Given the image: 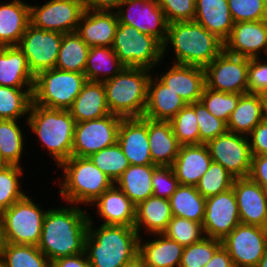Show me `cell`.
<instances>
[{
	"label": "cell",
	"instance_id": "484cf974",
	"mask_svg": "<svg viewBox=\"0 0 267 267\" xmlns=\"http://www.w3.org/2000/svg\"><path fill=\"white\" fill-rule=\"evenodd\" d=\"M187 103L164 85L157 77H150L147 103L143 117L155 121H170Z\"/></svg>",
	"mask_w": 267,
	"mask_h": 267
},
{
	"label": "cell",
	"instance_id": "d4e9b609",
	"mask_svg": "<svg viewBox=\"0 0 267 267\" xmlns=\"http://www.w3.org/2000/svg\"><path fill=\"white\" fill-rule=\"evenodd\" d=\"M151 238H139L138 258L144 267H179L184 246L164 234H152Z\"/></svg>",
	"mask_w": 267,
	"mask_h": 267
},
{
	"label": "cell",
	"instance_id": "7bdbcfd3",
	"mask_svg": "<svg viewBox=\"0 0 267 267\" xmlns=\"http://www.w3.org/2000/svg\"><path fill=\"white\" fill-rule=\"evenodd\" d=\"M174 136L180 145L199 144V127L195 102L183 107L171 120Z\"/></svg>",
	"mask_w": 267,
	"mask_h": 267
},
{
	"label": "cell",
	"instance_id": "52a82bcc",
	"mask_svg": "<svg viewBox=\"0 0 267 267\" xmlns=\"http://www.w3.org/2000/svg\"><path fill=\"white\" fill-rule=\"evenodd\" d=\"M86 82L84 73L57 68L41 71L34 79L33 103L45 108L68 110Z\"/></svg>",
	"mask_w": 267,
	"mask_h": 267
},
{
	"label": "cell",
	"instance_id": "e575fe53",
	"mask_svg": "<svg viewBox=\"0 0 267 267\" xmlns=\"http://www.w3.org/2000/svg\"><path fill=\"white\" fill-rule=\"evenodd\" d=\"M124 67L112 47H90L84 74L87 81L104 82L113 78Z\"/></svg>",
	"mask_w": 267,
	"mask_h": 267
},
{
	"label": "cell",
	"instance_id": "4fadbf2b",
	"mask_svg": "<svg viewBox=\"0 0 267 267\" xmlns=\"http://www.w3.org/2000/svg\"><path fill=\"white\" fill-rule=\"evenodd\" d=\"M63 33L35 28L29 24L18 47L27 58L34 76L41 71L55 68Z\"/></svg>",
	"mask_w": 267,
	"mask_h": 267
},
{
	"label": "cell",
	"instance_id": "f907efd6",
	"mask_svg": "<svg viewBox=\"0 0 267 267\" xmlns=\"http://www.w3.org/2000/svg\"><path fill=\"white\" fill-rule=\"evenodd\" d=\"M163 10L168 24L193 21L195 17V0H157Z\"/></svg>",
	"mask_w": 267,
	"mask_h": 267
},
{
	"label": "cell",
	"instance_id": "277c9868",
	"mask_svg": "<svg viewBox=\"0 0 267 267\" xmlns=\"http://www.w3.org/2000/svg\"><path fill=\"white\" fill-rule=\"evenodd\" d=\"M25 120L57 167L72 156L76 122L69 110L45 108L32 102Z\"/></svg>",
	"mask_w": 267,
	"mask_h": 267
},
{
	"label": "cell",
	"instance_id": "11a10c76",
	"mask_svg": "<svg viewBox=\"0 0 267 267\" xmlns=\"http://www.w3.org/2000/svg\"><path fill=\"white\" fill-rule=\"evenodd\" d=\"M249 178L267 190V154L252 156Z\"/></svg>",
	"mask_w": 267,
	"mask_h": 267
},
{
	"label": "cell",
	"instance_id": "8992f818",
	"mask_svg": "<svg viewBox=\"0 0 267 267\" xmlns=\"http://www.w3.org/2000/svg\"><path fill=\"white\" fill-rule=\"evenodd\" d=\"M152 72L147 68L124 67L113 78L104 81L110 113L122 118L143 117Z\"/></svg>",
	"mask_w": 267,
	"mask_h": 267
},
{
	"label": "cell",
	"instance_id": "f5cc1de1",
	"mask_svg": "<svg viewBox=\"0 0 267 267\" xmlns=\"http://www.w3.org/2000/svg\"><path fill=\"white\" fill-rule=\"evenodd\" d=\"M260 59V57L249 59L248 93L259 94L267 91V61L262 62Z\"/></svg>",
	"mask_w": 267,
	"mask_h": 267
},
{
	"label": "cell",
	"instance_id": "7c38bea8",
	"mask_svg": "<svg viewBox=\"0 0 267 267\" xmlns=\"http://www.w3.org/2000/svg\"><path fill=\"white\" fill-rule=\"evenodd\" d=\"M221 241L234 267H255L267 250V228L240 223Z\"/></svg>",
	"mask_w": 267,
	"mask_h": 267
},
{
	"label": "cell",
	"instance_id": "4316f807",
	"mask_svg": "<svg viewBox=\"0 0 267 267\" xmlns=\"http://www.w3.org/2000/svg\"><path fill=\"white\" fill-rule=\"evenodd\" d=\"M35 76L18 46L0 47V86L33 89Z\"/></svg>",
	"mask_w": 267,
	"mask_h": 267
},
{
	"label": "cell",
	"instance_id": "83f0119b",
	"mask_svg": "<svg viewBox=\"0 0 267 267\" xmlns=\"http://www.w3.org/2000/svg\"><path fill=\"white\" fill-rule=\"evenodd\" d=\"M30 4L22 0L0 4V47L18 46L30 24Z\"/></svg>",
	"mask_w": 267,
	"mask_h": 267
},
{
	"label": "cell",
	"instance_id": "e0dca14e",
	"mask_svg": "<svg viewBox=\"0 0 267 267\" xmlns=\"http://www.w3.org/2000/svg\"><path fill=\"white\" fill-rule=\"evenodd\" d=\"M240 223L233 188L206 198L202 223L205 237L223 240Z\"/></svg>",
	"mask_w": 267,
	"mask_h": 267
},
{
	"label": "cell",
	"instance_id": "e7e4bbea",
	"mask_svg": "<svg viewBox=\"0 0 267 267\" xmlns=\"http://www.w3.org/2000/svg\"><path fill=\"white\" fill-rule=\"evenodd\" d=\"M5 164L3 163L2 159L0 158V167L4 166Z\"/></svg>",
	"mask_w": 267,
	"mask_h": 267
},
{
	"label": "cell",
	"instance_id": "f6af8a7d",
	"mask_svg": "<svg viewBox=\"0 0 267 267\" xmlns=\"http://www.w3.org/2000/svg\"><path fill=\"white\" fill-rule=\"evenodd\" d=\"M240 96L241 94L239 93L214 91L205 86L200 101L212 115L227 124L230 114L238 104Z\"/></svg>",
	"mask_w": 267,
	"mask_h": 267
},
{
	"label": "cell",
	"instance_id": "5bb4252c",
	"mask_svg": "<svg viewBox=\"0 0 267 267\" xmlns=\"http://www.w3.org/2000/svg\"><path fill=\"white\" fill-rule=\"evenodd\" d=\"M213 162L221 164L235 178H247L252 154L247 136L226 131L207 144Z\"/></svg>",
	"mask_w": 267,
	"mask_h": 267
},
{
	"label": "cell",
	"instance_id": "9c48e42d",
	"mask_svg": "<svg viewBox=\"0 0 267 267\" xmlns=\"http://www.w3.org/2000/svg\"><path fill=\"white\" fill-rule=\"evenodd\" d=\"M46 213L28 195L15 202L0 214L5 243L37 246Z\"/></svg>",
	"mask_w": 267,
	"mask_h": 267
},
{
	"label": "cell",
	"instance_id": "836d02e7",
	"mask_svg": "<svg viewBox=\"0 0 267 267\" xmlns=\"http://www.w3.org/2000/svg\"><path fill=\"white\" fill-rule=\"evenodd\" d=\"M261 102L258 94H241L238 104L230 114L227 131L248 136L263 121Z\"/></svg>",
	"mask_w": 267,
	"mask_h": 267
},
{
	"label": "cell",
	"instance_id": "03108f58",
	"mask_svg": "<svg viewBox=\"0 0 267 267\" xmlns=\"http://www.w3.org/2000/svg\"><path fill=\"white\" fill-rule=\"evenodd\" d=\"M267 6V0H261Z\"/></svg>",
	"mask_w": 267,
	"mask_h": 267
},
{
	"label": "cell",
	"instance_id": "4dcf8cb0",
	"mask_svg": "<svg viewBox=\"0 0 267 267\" xmlns=\"http://www.w3.org/2000/svg\"><path fill=\"white\" fill-rule=\"evenodd\" d=\"M148 140L153 164L172 166L180 144L174 136L171 122L148 119Z\"/></svg>",
	"mask_w": 267,
	"mask_h": 267
},
{
	"label": "cell",
	"instance_id": "c3c4849f",
	"mask_svg": "<svg viewBox=\"0 0 267 267\" xmlns=\"http://www.w3.org/2000/svg\"><path fill=\"white\" fill-rule=\"evenodd\" d=\"M195 114L199 127V144H207L227 131L226 123L212 115L201 101L195 102Z\"/></svg>",
	"mask_w": 267,
	"mask_h": 267
},
{
	"label": "cell",
	"instance_id": "be15d7a7",
	"mask_svg": "<svg viewBox=\"0 0 267 267\" xmlns=\"http://www.w3.org/2000/svg\"><path fill=\"white\" fill-rule=\"evenodd\" d=\"M124 267H144L142 261L137 258L135 261H133L132 263L125 265Z\"/></svg>",
	"mask_w": 267,
	"mask_h": 267
},
{
	"label": "cell",
	"instance_id": "816d5d0a",
	"mask_svg": "<svg viewBox=\"0 0 267 267\" xmlns=\"http://www.w3.org/2000/svg\"><path fill=\"white\" fill-rule=\"evenodd\" d=\"M179 185L172 166H158L154 170L152 175L153 196L169 199Z\"/></svg>",
	"mask_w": 267,
	"mask_h": 267
},
{
	"label": "cell",
	"instance_id": "5b68a950",
	"mask_svg": "<svg viewBox=\"0 0 267 267\" xmlns=\"http://www.w3.org/2000/svg\"><path fill=\"white\" fill-rule=\"evenodd\" d=\"M58 168L63 169V178L58 179L60 195L69 205H91L114 183L88 157L71 156ZM86 204V205H85Z\"/></svg>",
	"mask_w": 267,
	"mask_h": 267
},
{
	"label": "cell",
	"instance_id": "8fae6325",
	"mask_svg": "<svg viewBox=\"0 0 267 267\" xmlns=\"http://www.w3.org/2000/svg\"><path fill=\"white\" fill-rule=\"evenodd\" d=\"M249 59L223 50L205 70L206 87L227 93H248Z\"/></svg>",
	"mask_w": 267,
	"mask_h": 267
},
{
	"label": "cell",
	"instance_id": "ffe728a7",
	"mask_svg": "<svg viewBox=\"0 0 267 267\" xmlns=\"http://www.w3.org/2000/svg\"><path fill=\"white\" fill-rule=\"evenodd\" d=\"M117 143L130 165L153 164L148 140V118H122Z\"/></svg>",
	"mask_w": 267,
	"mask_h": 267
},
{
	"label": "cell",
	"instance_id": "ee69618b",
	"mask_svg": "<svg viewBox=\"0 0 267 267\" xmlns=\"http://www.w3.org/2000/svg\"><path fill=\"white\" fill-rule=\"evenodd\" d=\"M234 179L235 177L221 164L212 161L196 188L204 198H207L232 188Z\"/></svg>",
	"mask_w": 267,
	"mask_h": 267
},
{
	"label": "cell",
	"instance_id": "ab89813d",
	"mask_svg": "<svg viewBox=\"0 0 267 267\" xmlns=\"http://www.w3.org/2000/svg\"><path fill=\"white\" fill-rule=\"evenodd\" d=\"M33 89L0 86V119L18 120L29 114Z\"/></svg>",
	"mask_w": 267,
	"mask_h": 267
},
{
	"label": "cell",
	"instance_id": "9f6ffc18",
	"mask_svg": "<svg viewBox=\"0 0 267 267\" xmlns=\"http://www.w3.org/2000/svg\"><path fill=\"white\" fill-rule=\"evenodd\" d=\"M84 10L114 11L126 0H81Z\"/></svg>",
	"mask_w": 267,
	"mask_h": 267
},
{
	"label": "cell",
	"instance_id": "db71d44e",
	"mask_svg": "<svg viewBox=\"0 0 267 267\" xmlns=\"http://www.w3.org/2000/svg\"><path fill=\"white\" fill-rule=\"evenodd\" d=\"M247 138L252 156L267 154V121H261Z\"/></svg>",
	"mask_w": 267,
	"mask_h": 267
},
{
	"label": "cell",
	"instance_id": "603a6c76",
	"mask_svg": "<svg viewBox=\"0 0 267 267\" xmlns=\"http://www.w3.org/2000/svg\"><path fill=\"white\" fill-rule=\"evenodd\" d=\"M211 162L212 159L206 144L180 145L172 168L179 184L196 186Z\"/></svg>",
	"mask_w": 267,
	"mask_h": 267
},
{
	"label": "cell",
	"instance_id": "7402d4cb",
	"mask_svg": "<svg viewBox=\"0 0 267 267\" xmlns=\"http://www.w3.org/2000/svg\"><path fill=\"white\" fill-rule=\"evenodd\" d=\"M118 23L116 11L84 10L76 33L89 47H112Z\"/></svg>",
	"mask_w": 267,
	"mask_h": 267
},
{
	"label": "cell",
	"instance_id": "d6986e66",
	"mask_svg": "<svg viewBox=\"0 0 267 267\" xmlns=\"http://www.w3.org/2000/svg\"><path fill=\"white\" fill-rule=\"evenodd\" d=\"M240 222L267 228V190L249 177L235 178L233 182Z\"/></svg>",
	"mask_w": 267,
	"mask_h": 267
},
{
	"label": "cell",
	"instance_id": "d6a6232c",
	"mask_svg": "<svg viewBox=\"0 0 267 267\" xmlns=\"http://www.w3.org/2000/svg\"><path fill=\"white\" fill-rule=\"evenodd\" d=\"M157 167L155 164L130 165L114 185L137 206L153 196L152 175Z\"/></svg>",
	"mask_w": 267,
	"mask_h": 267
},
{
	"label": "cell",
	"instance_id": "60d3db41",
	"mask_svg": "<svg viewBox=\"0 0 267 267\" xmlns=\"http://www.w3.org/2000/svg\"><path fill=\"white\" fill-rule=\"evenodd\" d=\"M23 169L6 164L0 167V214L26 195L20 183Z\"/></svg>",
	"mask_w": 267,
	"mask_h": 267
},
{
	"label": "cell",
	"instance_id": "94428289",
	"mask_svg": "<svg viewBox=\"0 0 267 267\" xmlns=\"http://www.w3.org/2000/svg\"><path fill=\"white\" fill-rule=\"evenodd\" d=\"M4 245H5V240H4V235H3V223L0 217V257L2 254V250L4 249Z\"/></svg>",
	"mask_w": 267,
	"mask_h": 267
},
{
	"label": "cell",
	"instance_id": "f35d334b",
	"mask_svg": "<svg viewBox=\"0 0 267 267\" xmlns=\"http://www.w3.org/2000/svg\"><path fill=\"white\" fill-rule=\"evenodd\" d=\"M0 261L5 267H51L50 260L35 245L5 243Z\"/></svg>",
	"mask_w": 267,
	"mask_h": 267
},
{
	"label": "cell",
	"instance_id": "ba28073f",
	"mask_svg": "<svg viewBox=\"0 0 267 267\" xmlns=\"http://www.w3.org/2000/svg\"><path fill=\"white\" fill-rule=\"evenodd\" d=\"M112 49L125 67H140L153 71L163 58V44L157 38L120 22L116 28Z\"/></svg>",
	"mask_w": 267,
	"mask_h": 267
},
{
	"label": "cell",
	"instance_id": "680465c9",
	"mask_svg": "<svg viewBox=\"0 0 267 267\" xmlns=\"http://www.w3.org/2000/svg\"><path fill=\"white\" fill-rule=\"evenodd\" d=\"M204 267H234L227 250L221 246Z\"/></svg>",
	"mask_w": 267,
	"mask_h": 267
},
{
	"label": "cell",
	"instance_id": "7a4b0ae2",
	"mask_svg": "<svg viewBox=\"0 0 267 267\" xmlns=\"http://www.w3.org/2000/svg\"><path fill=\"white\" fill-rule=\"evenodd\" d=\"M91 217L84 248L91 267H124L138 258L140 236L134 226L100 224L95 229Z\"/></svg>",
	"mask_w": 267,
	"mask_h": 267
},
{
	"label": "cell",
	"instance_id": "30bf717a",
	"mask_svg": "<svg viewBox=\"0 0 267 267\" xmlns=\"http://www.w3.org/2000/svg\"><path fill=\"white\" fill-rule=\"evenodd\" d=\"M122 117L109 114L75 124L72 156L90 155L117 143Z\"/></svg>",
	"mask_w": 267,
	"mask_h": 267
},
{
	"label": "cell",
	"instance_id": "bcb514c9",
	"mask_svg": "<svg viewBox=\"0 0 267 267\" xmlns=\"http://www.w3.org/2000/svg\"><path fill=\"white\" fill-rule=\"evenodd\" d=\"M162 234L184 247L199 242L205 237L200 223L177 216L172 217Z\"/></svg>",
	"mask_w": 267,
	"mask_h": 267
},
{
	"label": "cell",
	"instance_id": "2e32d148",
	"mask_svg": "<svg viewBox=\"0 0 267 267\" xmlns=\"http://www.w3.org/2000/svg\"><path fill=\"white\" fill-rule=\"evenodd\" d=\"M116 13L120 23L165 42L168 22L157 0H126Z\"/></svg>",
	"mask_w": 267,
	"mask_h": 267
},
{
	"label": "cell",
	"instance_id": "6125c7cd",
	"mask_svg": "<svg viewBox=\"0 0 267 267\" xmlns=\"http://www.w3.org/2000/svg\"><path fill=\"white\" fill-rule=\"evenodd\" d=\"M255 267H267V250Z\"/></svg>",
	"mask_w": 267,
	"mask_h": 267
},
{
	"label": "cell",
	"instance_id": "6da1fadb",
	"mask_svg": "<svg viewBox=\"0 0 267 267\" xmlns=\"http://www.w3.org/2000/svg\"><path fill=\"white\" fill-rule=\"evenodd\" d=\"M48 208L37 247L53 262L84 252L90 214L78 205Z\"/></svg>",
	"mask_w": 267,
	"mask_h": 267
},
{
	"label": "cell",
	"instance_id": "ac0fdd59",
	"mask_svg": "<svg viewBox=\"0 0 267 267\" xmlns=\"http://www.w3.org/2000/svg\"><path fill=\"white\" fill-rule=\"evenodd\" d=\"M224 50L248 59L267 56V20L236 22L224 41Z\"/></svg>",
	"mask_w": 267,
	"mask_h": 267
},
{
	"label": "cell",
	"instance_id": "b9f144b4",
	"mask_svg": "<svg viewBox=\"0 0 267 267\" xmlns=\"http://www.w3.org/2000/svg\"><path fill=\"white\" fill-rule=\"evenodd\" d=\"M113 183L130 166L127 157L122 152L118 143L103 148L88 157Z\"/></svg>",
	"mask_w": 267,
	"mask_h": 267
},
{
	"label": "cell",
	"instance_id": "9a60e30c",
	"mask_svg": "<svg viewBox=\"0 0 267 267\" xmlns=\"http://www.w3.org/2000/svg\"><path fill=\"white\" fill-rule=\"evenodd\" d=\"M84 12L81 0H49L30 4V24L35 28L60 33L76 32Z\"/></svg>",
	"mask_w": 267,
	"mask_h": 267
},
{
	"label": "cell",
	"instance_id": "44dd1931",
	"mask_svg": "<svg viewBox=\"0 0 267 267\" xmlns=\"http://www.w3.org/2000/svg\"><path fill=\"white\" fill-rule=\"evenodd\" d=\"M154 76L187 104L200 101L206 86L205 70L198 66L173 63L164 74Z\"/></svg>",
	"mask_w": 267,
	"mask_h": 267
},
{
	"label": "cell",
	"instance_id": "74e56055",
	"mask_svg": "<svg viewBox=\"0 0 267 267\" xmlns=\"http://www.w3.org/2000/svg\"><path fill=\"white\" fill-rule=\"evenodd\" d=\"M17 120L0 119V158L6 165L21 166L24 134Z\"/></svg>",
	"mask_w": 267,
	"mask_h": 267
},
{
	"label": "cell",
	"instance_id": "681fc988",
	"mask_svg": "<svg viewBox=\"0 0 267 267\" xmlns=\"http://www.w3.org/2000/svg\"><path fill=\"white\" fill-rule=\"evenodd\" d=\"M234 23L267 20V6L261 0H228Z\"/></svg>",
	"mask_w": 267,
	"mask_h": 267
},
{
	"label": "cell",
	"instance_id": "003e7915",
	"mask_svg": "<svg viewBox=\"0 0 267 267\" xmlns=\"http://www.w3.org/2000/svg\"><path fill=\"white\" fill-rule=\"evenodd\" d=\"M0 267H5V265L0 261Z\"/></svg>",
	"mask_w": 267,
	"mask_h": 267
},
{
	"label": "cell",
	"instance_id": "cb8c5ba5",
	"mask_svg": "<svg viewBox=\"0 0 267 267\" xmlns=\"http://www.w3.org/2000/svg\"><path fill=\"white\" fill-rule=\"evenodd\" d=\"M91 205H96V214L103 225L134 226L136 205L115 185L106 190Z\"/></svg>",
	"mask_w": 267,
	"mask_h": 267
},
{
	"label": "cell",
	"instance_id": "91938a15",
	"mask_svg": "<svg viewBox=\"0 0 267 267\" xmlns=\"http://www.w3.org/2000/svg\"><path fill=\"white\" fill-rule=\"evenodd\" d=\"M261 102L262 116L267 121V91L258 94Z\"/></svg>",
	"mask_w": 267,
	"mask_h": 267
},
{
	"label": "cell",
	"instance_id": "8d00e7d4",
	"mask_svg": "<svg viewBox=\"0 0 267 267\" xmlns=\"http://www.w3.org/2000/svg\"><path fill=\"white\" fill-rule=\"evenodd\" d=\"M89 48L76 32L63 34L55 68L84 73Z\"/></svg>",
	"mask_w": 267,
	"mask_h": 267
},
{
	"label": "cell",
	"instance_id": "1f68e13d",
	"mask_svg": "<svg viewBox=\"0 0 267 267\" xmlns=\"http://www.w3.org/2000/svg\"><path fill=\"white\" fill-rule=\"evenodd\" d=\"M169 199L151 196L136 206L134 228L138 235L142 228L146 234H162L172 219Z\"/></svg>",
	"mask_w": 267,
	"mask_h": 267
},
{
	"label": "cell",
	"instance_id": "6f0895ef",
	"mask_svg": "<svg viewBox=\"0 0 267 267\" xmlns=\"http://www.w3.org/2000/svg\"><path fill=\"white\" fill-rule=\"evenodd\" d=\"M51 267H91V264L83 252L78 255L59 258L51 262Z\"/></svg>",
	"mask_w": 267,
	"mask_h": 267
},
{
	"label": "cell",
	"instance_id": "f1b7e54d",
	"mask_svg": "<svg viewBox=\"0 0 267 267\" xmlns=\"http://www.w3.org/2000/svg\"><path fill=\"white\" fill-rule=\"evenodd\" d=\"M193 21L201 24L223 42L230 36L234 26L228 0H195Z\"/></svg>",
	"mask_w": 267,
	"mask_h": 267
},
{
	"label": "cell",
	"instance_id": "3957f363",
	"mask_svg": "<svg viewBox=\"0 0 267 267\" xmlns=\"http://www.w3.org/2000/svg\"><path fill=\"white\" fill-rule=\"evenodd\" d=\"M168 46H172L174 51L175 59L172 63L202 68L224 50V42L195 21L168 24L167 37L163 43V58Z\"/></svg>",
	"mask_w": 267,
	"mask_h": 267
},
{
	"label": "cell",
	"instance_id": "d590c367",
	"mask_svg": "<svg viewBox=\"0 0 267 267\" xmlns=\"http://www.w3.org/2000/svg\"><path fill=\"white\" fill-rule=\"evenodd\" d=\"M173 216L186 218L202 225L205 215L206 198L193 185H179L169 198Z\"/></svg>",
	"mask_w": 267,
	"mask_h": 267
},
{
	"label": "cell",
	"instance_id": "f546056e",
	"mask_svg": "<svg viewBox=\"0 0 267 267\" xmlns=\"http://www.w3.org/2000/svg\"><path fill=\"white\" fill-rule=\"evenodd\" d=\"M68 110L76 123L111 114L103 82L87 81Z\"/></svg>",
	"mask_w": 267,
	"mask_h": 267
},
{
	"label": "cell",
	"instance_id": "7dc6e473",
	"mask_svg": "<svg viewBox=\"0 0 267 267\" xmlns=\"http://www.w3.org/2000/svg\"><path fill=\"white\" fill-rule=\"evenodd\" d=\"M221 246V240L209 237L185 246L179 267H204Z\"/></svg>",
	"mask_w": 267,
	"mask_h": 267
}]
</instances>
